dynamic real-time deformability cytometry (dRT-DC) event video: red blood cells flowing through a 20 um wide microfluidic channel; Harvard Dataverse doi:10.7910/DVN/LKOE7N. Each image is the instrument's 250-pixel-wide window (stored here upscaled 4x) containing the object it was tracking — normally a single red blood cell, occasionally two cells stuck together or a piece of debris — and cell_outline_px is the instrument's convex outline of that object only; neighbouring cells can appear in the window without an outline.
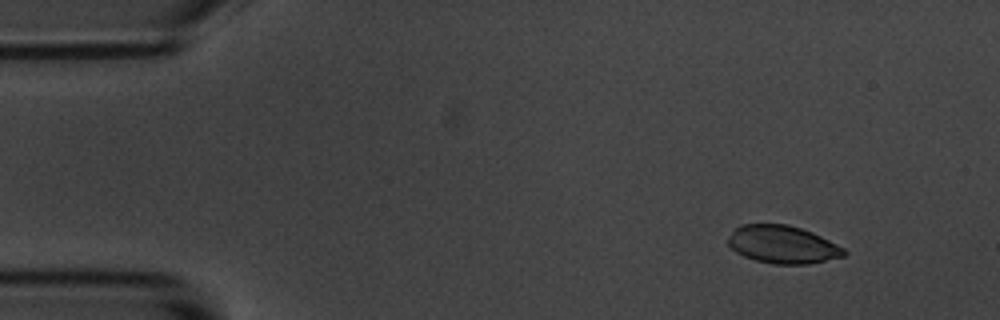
{"species": "common noctule bat (a hibernating species)", "species_latin": "Nyctalus noctula", "temperature_condition": "room temperature", "stored_images_in_passage": 5, "camera_frame_rate_fps": 3000, "um_per_image_px": 0.085, "animal": {"sex": "male", "body_mass_g": 20.1, "forearm_length_mm": 53.5}, "frame": {"image": 1, "passage_image": 1, "time_ms": 0.0, "image_size_px": [1000, 320], "cell_outline_px": [[848, 252], [844, 256], [808, 264], [772, 264], [756, 260], [744, 256], [736, 252], [728, 244], [728, 240], [732, 232], [740, 224], [788, 224], [812, 232], [844, 248]], "centroid_in_image_um": [66.52, 20.78], "position_along_channel_um": 18.5, "area_um2": 25.37}}
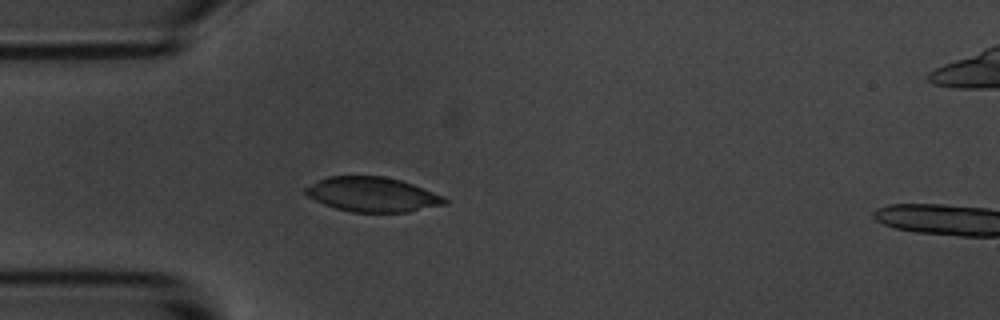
{"frame": {"image": 2, "passage_image": 4, "time_ms": 3.333, "image_size_px": [1000, 320], "cell_outline_px": [[448, 204], [408, 212], [352, 212], [336, 208], [324, 204], [308, 196], [304, 192], [304, 188], [328, 176], [384, 176], [400, 180], [412, 184], [444, 196], [448, 200]], "centroid_in_image_um": [31.69, 16.53], "position_along_channel_um": 53.3, "area_um2": 27.98}}